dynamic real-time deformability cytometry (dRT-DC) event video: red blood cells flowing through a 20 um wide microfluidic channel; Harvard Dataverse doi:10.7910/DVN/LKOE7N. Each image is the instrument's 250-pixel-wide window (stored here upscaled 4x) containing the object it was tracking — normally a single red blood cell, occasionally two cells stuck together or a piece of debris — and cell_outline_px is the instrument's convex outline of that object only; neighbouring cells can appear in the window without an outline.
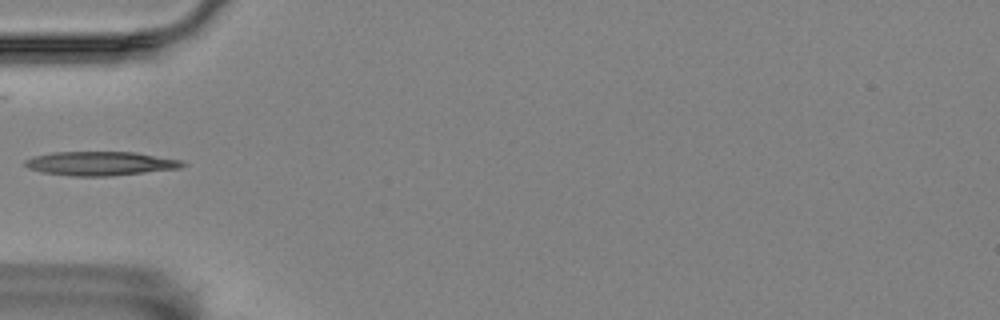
{"species": "Egyptian fruit bat (a non-hibernating species)", "species_latin": "Rousettus aegyptiacus", "temperature_condition": "room temperature", "stored_images_in_passage": 39, "camera_frame_rate_fps": 3000, "um_per_image_px": 0.085, "animal": {"sex": "female"}, "frame": {"image": 1, "passage_image": 1, "time_ms": 0.0, "image_size_px": [1000, 320], "cell_outline_px": [[188, 164], [180, 168], [112, 176], [72, 176], [44, 172], [28, 168], [24, 164], [24, 160], [32, 156], [52, 152], [136, 152], [180, 160]], "centroid_in_image_um": [8.52, 13.89], "position_along_channel_um": 76.5, "area_um2": 22.02}}
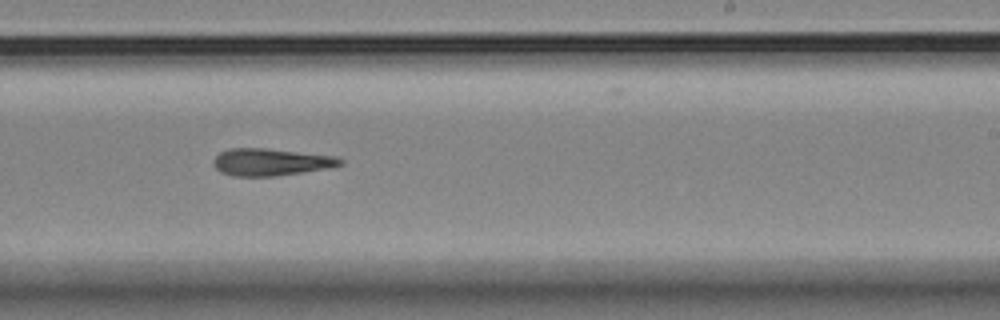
{"frame": {"image": 2, "passage_image": 17, "time_ms": 5.333, "image_size_px": [1000, 320], "cell_outline_px": [[344, 164], [324, 168], [300, 172], [272, 176], [232, 176], [220, 172], [212, 164], [212, 160], [220, 152], [228, 148], [264, 148], [332, 156], [344, 160]], "centroid_in_image_um": [22.92, 13.77], "position_along_channel_um": 266.1, "area_um2": 19.77}}
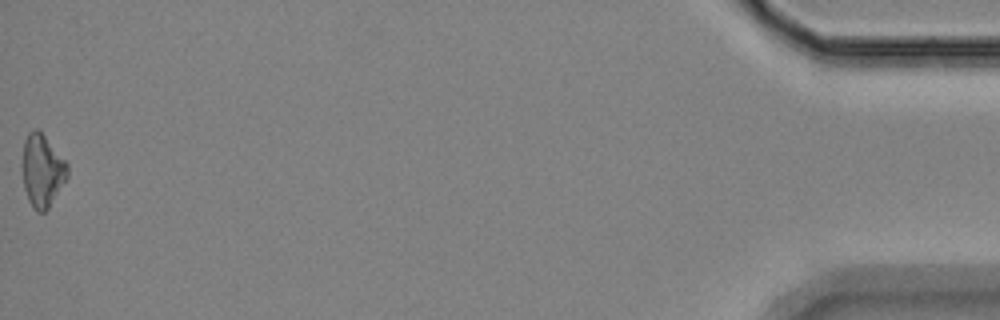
{"frame": {"image": 3, "passage_image": 39, "time_ms": 12.667, "image_size_px": [1000, 320], "cell_outline_px": [[68, 176], [48, 208], [44, 212], [36, 212], [28, 200], [24, 188], [24, 140], [28, 132], [32, 128], [36, 128], [44, 136], [68, 164]], "centroid_in_image_um": [3.6, 14.51], "position_along_channel_um": 431.6, "area_um2": 18.55}}